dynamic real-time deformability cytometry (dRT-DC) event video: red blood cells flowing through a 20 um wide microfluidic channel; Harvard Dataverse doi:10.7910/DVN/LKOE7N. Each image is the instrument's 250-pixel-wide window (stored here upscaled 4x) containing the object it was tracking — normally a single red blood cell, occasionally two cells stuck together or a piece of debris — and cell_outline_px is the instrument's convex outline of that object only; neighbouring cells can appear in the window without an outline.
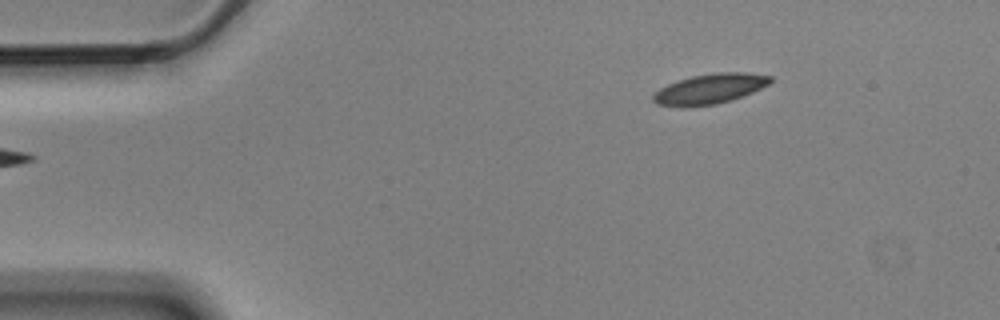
{"species": "Egyptian fruit bat (a non-hibernating species)", "species_latin": "Rousettus aegyptiacus", "temperature_condition": "cold", "stored_images_in_passage": 6, "camera_frame_rate_fps": 3000, "um_per_image_px": 0.085, "animal": {"sex": "male"}, "frame": {"image": 1, "passage_image": 6, "time_ms": 1.667, "image_size_px": [1000, 320], "cell_outline_px": [[772, 80], [768, 84], [752, 92], [732, 100], [716, 104], [688, 108], [680, 108], [656, 104], [652, 100], [652, 96], [660, 88], [676, 80], [692, 76], [716, 72], [744, 72], [772, 76]], "centroid_in_image_um": [60.28, 7.57], "position_along_channel_um": 24.7, "area_um2": 20.81}}